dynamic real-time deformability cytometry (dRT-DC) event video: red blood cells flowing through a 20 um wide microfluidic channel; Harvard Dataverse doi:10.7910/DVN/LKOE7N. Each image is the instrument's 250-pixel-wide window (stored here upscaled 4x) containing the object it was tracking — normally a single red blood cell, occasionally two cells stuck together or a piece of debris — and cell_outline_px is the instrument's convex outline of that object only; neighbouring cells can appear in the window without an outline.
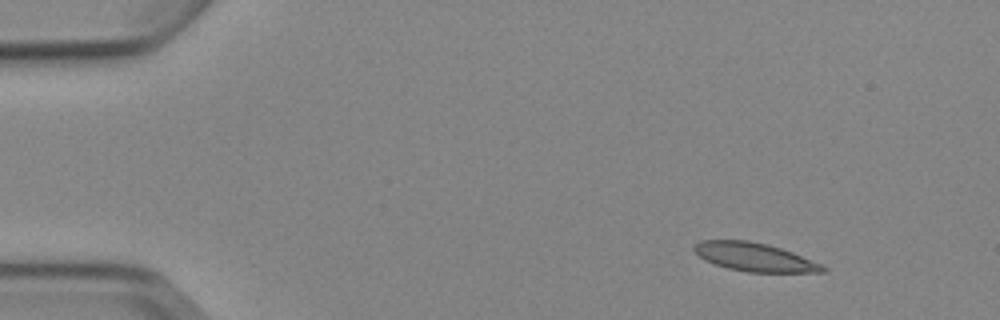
{"species": "Egyptian fruit bat (a non-hibernating species)", "species_latin": "Rousettus aegyptiacus", "temperature_condition": "cold", "stored_images_in_passage": 5, "segment_of_instrument_passage": [1, 2], "camera_frame_rate_fps": 3000, "um_per_image_px": 0.085, "animal": {"sex": "female"}, "frame": {"image": 1, "passage_image": 1, "time_ms": 0.0, "image_size_px": [1000, 320], "cell_outline_px": [[828, 272], [748, 272], [728, 268], [704, 260], [692, 248], [692, 244], [700, 240], [748, 240], [768, 244], [792, 252], [820, 264], [828, 268]], "centroid_in_image_um": [64.1, 21.84], "position_along_channel_um": 20.9, "area_um2": 21.27}}
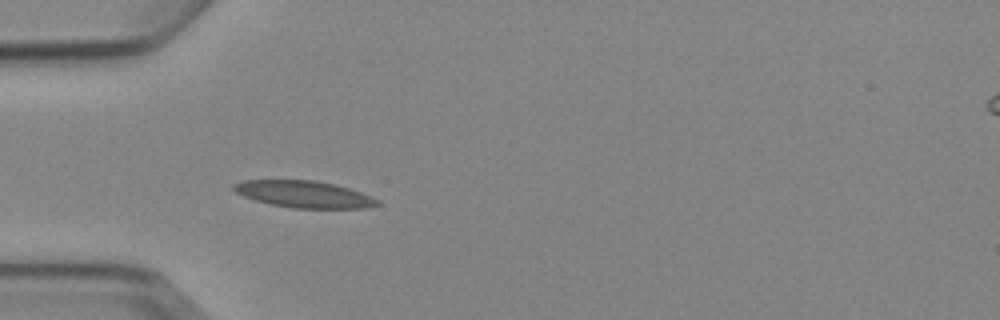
{"frame": {"image": 2, "passage_image": 4, "time_ms": 3.333, "image_size_px": [1000, 320], "cell_outline_px": [[380, 204], [364, 208], [292, 208], [272, 204], [256, 200], [244, 196], [236, 192], [232, 188], [232, 184], [244, 180], [316, 180], [348, 188], [372, 196], [380, 200]], "centroid_in_image_um": [25.85, 16.5], "position_along_channel_um": 59.2, "area_um2": 22.31}}